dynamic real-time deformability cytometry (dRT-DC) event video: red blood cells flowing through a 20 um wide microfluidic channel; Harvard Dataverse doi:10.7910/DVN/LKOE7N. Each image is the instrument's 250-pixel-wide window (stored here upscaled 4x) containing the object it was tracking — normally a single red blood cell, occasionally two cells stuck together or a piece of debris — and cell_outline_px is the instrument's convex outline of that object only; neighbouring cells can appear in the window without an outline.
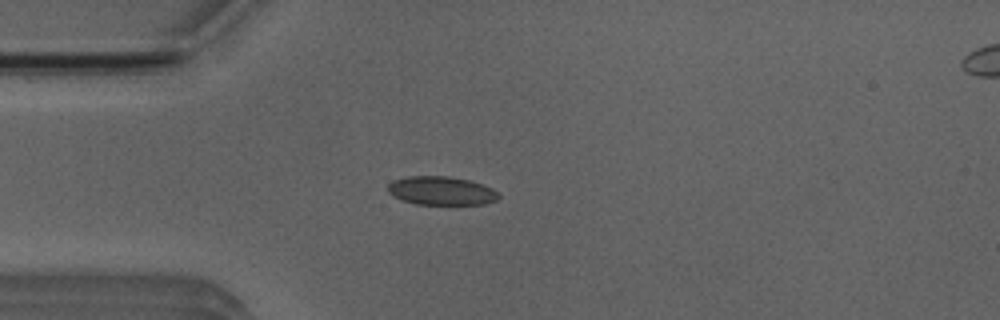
{"species": "Egyptian fruit bat (a non-hibernating species)", "species_latin": "Rousettus aegyptiacus", "temperature_condition": "room temperature", "stored_images_in_passage": 3, "camera_frame_rate_fps": 3000, "um_per_image_px": 0.085, "animal": {"sex": "male"}, "frame": {"image": 1, "passage_image": 2, "time_ms": 2.0, "image_size_px": [1000, 320], "cell_outline_px": [[500, 196], [496, 200], [484, 204], [416, 204], [392, 196], [388, 192], [388, 184], [396, 180], [408, 176], [448, 176], [468, 180], [492, 188]], "centroid_in_image_um": [37.5, 16.21], "position_along_channel_um": 47.5, "area_um2": 18.21}}